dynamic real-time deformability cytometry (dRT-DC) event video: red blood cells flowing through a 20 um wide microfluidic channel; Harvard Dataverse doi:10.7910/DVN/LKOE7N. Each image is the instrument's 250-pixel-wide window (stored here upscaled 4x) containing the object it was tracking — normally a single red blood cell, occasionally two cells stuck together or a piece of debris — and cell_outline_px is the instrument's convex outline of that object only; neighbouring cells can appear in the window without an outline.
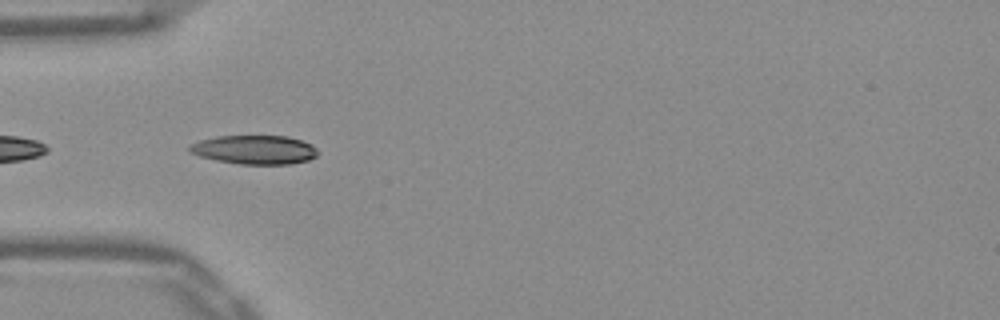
{"species": "Egyptian fruit bat (a non-hibernating species)", "species_latin": "Rousettus aegyptiacus", "temperature_condition": "warm", "stored_images_in_passage": 4, "camera_frame_rate_fps": 3000, "um_per_image_px": 0.085, "frame": {"image": 1, "passage_image": 2, "time_ms": 0.333, "image_size_px": [1000, 320], "cell_outline_px": [[320, 152], [316, 156], [308, 160], [292, 164], [240, 164], [216, 160], [200, 156], [188, 152], [188, 148], [192, 144], [200, 140], [216, 136], [288, 136], [312, 144]], "centroid_in_image_um": [21.66, 12.72], "position_along_channel_um": 63.3, "area_um2": 21.68}}